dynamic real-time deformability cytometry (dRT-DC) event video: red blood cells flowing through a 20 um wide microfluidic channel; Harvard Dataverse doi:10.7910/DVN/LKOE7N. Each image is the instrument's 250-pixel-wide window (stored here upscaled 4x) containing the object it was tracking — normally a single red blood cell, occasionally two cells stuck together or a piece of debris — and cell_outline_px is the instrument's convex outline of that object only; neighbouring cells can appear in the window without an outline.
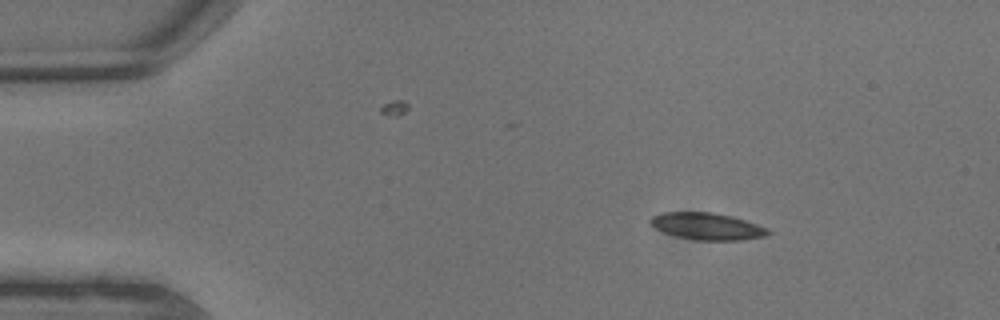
{"species": "common noctule bat (a hibernating species)", "species_latin": "Nyctalus noctula", "temperature_condition": "warm", "stored_images_in_passage": 5, "camera_frame_rate_fps": 3000, "um_per_image_px": 0.085, "animal": {"sex": "male", "body_mass_g": 13.3}, "frame": {"image": 1, "passage_image": 1, "time_ms": 0.0, "image_size_px": [1000, 320], "cell_outline_px": [[772, 232], [768, 236], [740, 240], [696, 240], [676, 236], [664, 232], [648, 224], [648, 220], [652, 216], [664, 212], [712, 212], [732, 216], [768, 228]], "centroid_in_image_um": [60.1, 19.23], "position_along_channel_um": 24.9, "area_um2": 18.55}}
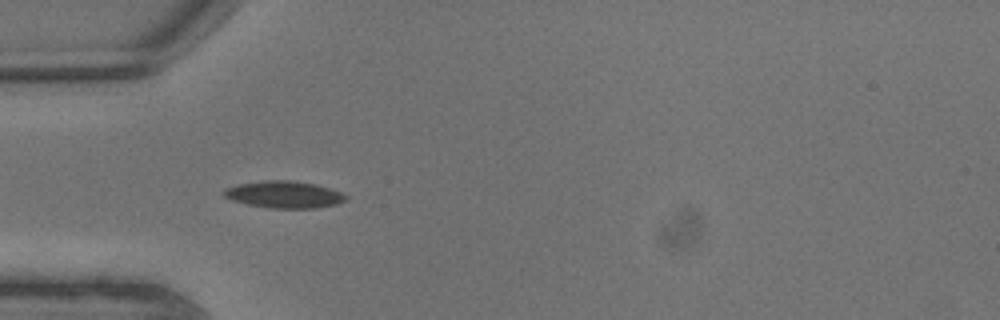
{"frame": {"image": 2, "passage_image": 4, "time_ms": 1.0, "image_size_px": [1000, 320], "cell_outline_px": [[348, 200], [336, 204], [316, 208], [272, 208], [248, 204], [232, 200], [224, 196], [220, 192], [224, 188], [236, 184], [264, 180], [288, 180], [316, 184], [340, 192], [348, 196]], "centroid_in_image_um": [24.12, 16.53], "position_along_channel_um": 60.9, "area_um2": 19.25}}
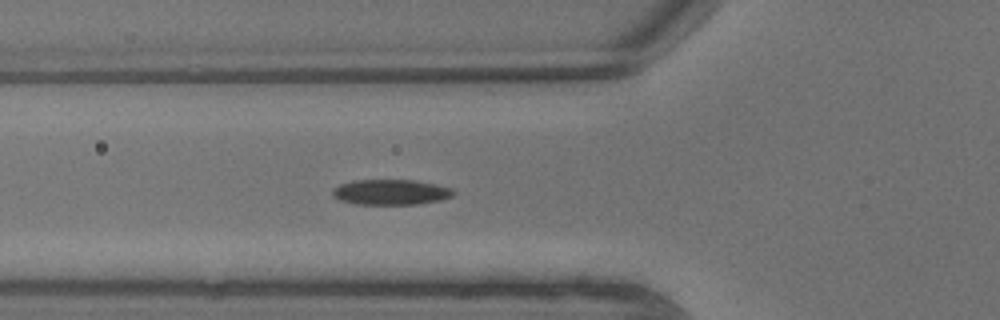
{"frame": {"image": 3, "passage_image": 5, "time_ms": 1.333, "image_size_px": [1000, 320], "cell_outline_px": [[456, 192], [452, 196], [440, 200], [416, 204], [356, 204], [340, 200], [332, 196], [332, 188], [340, 184], [352, 180], [416, 180], [436, 184], [452, 188]], "centroid_in_image_um": [33.2, 16.32], "position_along_channel_um": 92.6, "area_um2": 17.98}}